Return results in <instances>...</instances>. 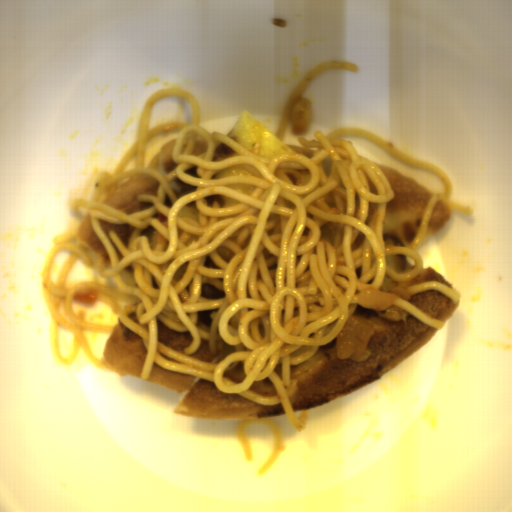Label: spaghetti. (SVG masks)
Listing matches in <instances>:
<instances>
[{
  "label": "spaghetti",
  "instance_id": "obj_1",
  "mask_svg": "<svg viewBox=\"0 0 512 512\" xmlns=\"http://www.w3.org/2000/svg\"><path fill=\"white\" fill-rule=\"evenodd\" d=\"M170 95L188 101L191 125L163 121L148 128L154 102ZM200 119L193 93L168 87L154 91L141 110L137 141L113 173L99 169L91 199H72L75 213L90 209L89 222L110 264V269L104 267V256L98 257V271L113 277L118 288L95 281L68 288L78 257L86 266L94 267V260L83 249L89 246L79 238L80 223L54 237L41 272L52 354L68 366L81 346L92 364L107 370L85 330L111 333L117 324L85 321L86 313L72 307L81 289H94L97 300L142 338L146 354L140 377L151 378L157 363L213 382L225 394L267 406L280 403L290 425L304 431L310 410H301L298 417L284 388L292 382L290 365L310 359L340 334L361 292L380 289L386 277L410 280L422 273L425 261L415 249L427 238L438 200L468 214L473 209L451 199L455 186L444 169L363 128L336 127L326 135L316 130L317 140L299 136L295 139L302 146L285 144L297 154L267 159L260 156V141L248 151L228 135L211 133ZM177 129L172 173L164 176L147 168L145 143ZM352 134L441 179L446 190L433 194L410 245L385 246V207L394 191L371 160L339 138ZM235 166L254 175L211 179ZM144 172L160 182L157 197L138 195L139 201L153 202L148 209L125 214L98 201L104 190L108 197L113 194L118 181ZM176 178L197 186L196 191L178 199ZM217 194L240 203L220 209L214 200L209 207L206 196ZM193 200L199 224L176 215ZM99 219L136 226L129 249L113 231L107 236ZM150 225L157 230L153 251L146 235H138ZM399 254L414 259L413 270L397 273L386 266L385 255ZM201 283L219 288L226 297H201ZM157 318L172 330L190 331V345L181 352L157 342ZM202 339L209 340L212 354H217L215 341L222 339L223 350L212 363L189 356ZM239 361L246 375L240 383L222 376ZM266 377L277 392L270 397L249 388Z\"/></svg>",
  "mask_w": 512,
  "mask_h": 512
},
{
  "label": "spaghetti",
  "instance_id": "obj_2",
  "mask_svg": "<svg viewBox=\"0 0 512 512\" xmlns=\"http://www.w3.org/2000/svg\"><path fill=\"white\" fill-rule=\"evenodd\" d=\"M327 70H345L359 74L360 67L353 62L347 60H328L323 61L307 74L292 89L288 98L286 99L279 124L274 132V136L284 142L285 135L289 123L295 132L306 131L308 124L311 120L310 105L302 97L309 83L317 76Z\"/></svg>",
  "mask_w": 512,
  "mask_h": 512
},
{
  "label": "spaghetti",
  "instance_id": "obj_3",
  "mask_svg": "<svg viewBox=\"0 0 512 512\" xmlns=\"http://www.w3.org/2000/svg\"><path fill=\"white\" fill-rule=\"evenodd\" d=\"M250 422H265L270 427L273 434L272 449L258 472L261 475L270 469L280 453L285 451V443L280 424L272 419L261 417L242 420L236 429V438L243 448L246 460L253 461L250 441L246 433V424Z\"/></svg>",
  "mask_w": 512,
  "mask_h": 512
},
{
  "label": "spaghetti",
  "instance_id": "obj_4",
  "mask_svg": "<svg viewBox=\"0 0 512 512\" xmlns=\"http://www.w3.org/2000/svg\"><path fill=\"white\" fill-rule=\"evenodd\" d=\"M407 288L410 294L420 293L424 291H438L443 295L447 296L453 304L459 303L461 298L460 294L453 290L451 287L438 281L418 282L413 285L407 286Z\"/></svg>",
  "mask_w": 512,
  "mask_h": 512
},
{
  "label": "spaghetti",
  "instance_id": "obj_5",
  "mask_svg": "<svg viewBox=\"0 0 512 512\" xmlns=\"http://www.w3.org/2000/svg\"><path fill=\"white\" fill-rule=\"evenodd\" d=\"M391 305L401 308L402 310H404L405 312H407L408 314H410L411 316H413L414 318H416L417 320H419L428 327H433L437 329L444 328L445 321L432 319L418 307L400 297L397 298Z\"/></svg>",
  "mask_w": 512,
  "mask_h": 512
}]
</instances>
